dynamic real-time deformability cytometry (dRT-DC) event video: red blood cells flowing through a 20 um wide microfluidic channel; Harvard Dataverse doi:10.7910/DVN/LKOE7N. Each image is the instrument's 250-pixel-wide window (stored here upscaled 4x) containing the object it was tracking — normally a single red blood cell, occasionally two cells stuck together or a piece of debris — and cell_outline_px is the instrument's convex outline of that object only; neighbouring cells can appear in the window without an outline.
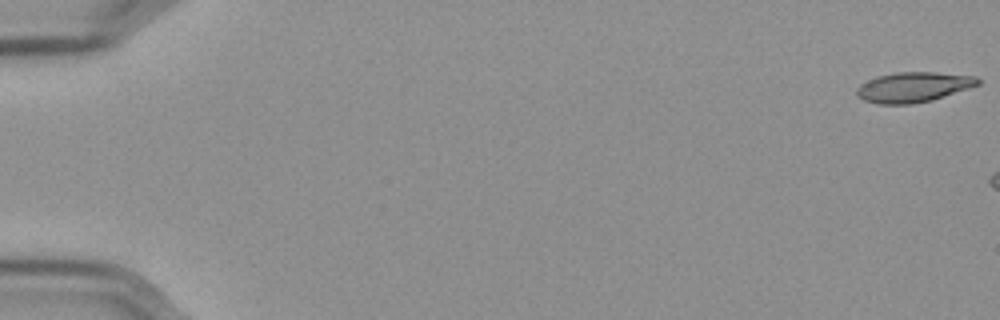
{"species": "Egyptian fruit bat (a non-hibernating species)", "species_latin": "Rousettus aegyptiacus", "temperature_condition": "cold", "stored_images_in_passage": 16, "camera_frame_rate_fps": 3000, "um_per_image_px": 0.085, "frame": {"image": 1, "passage_image": 1, "time_ms": 0.0, "image_size_px": [1000, 320], "cell_outline_px": [[980, 84], [932, 100], [908, 104], [880, 104], [864, 100], [856, 96], [856, 88], [860, 84], [876, 76], [896, 72], [936, 72], [976, 76], [980, 80]], "centroid_in_image_um": [77.61, 7.39], "position_along_channel_um": 7.4, "area_um2": 21.21}}